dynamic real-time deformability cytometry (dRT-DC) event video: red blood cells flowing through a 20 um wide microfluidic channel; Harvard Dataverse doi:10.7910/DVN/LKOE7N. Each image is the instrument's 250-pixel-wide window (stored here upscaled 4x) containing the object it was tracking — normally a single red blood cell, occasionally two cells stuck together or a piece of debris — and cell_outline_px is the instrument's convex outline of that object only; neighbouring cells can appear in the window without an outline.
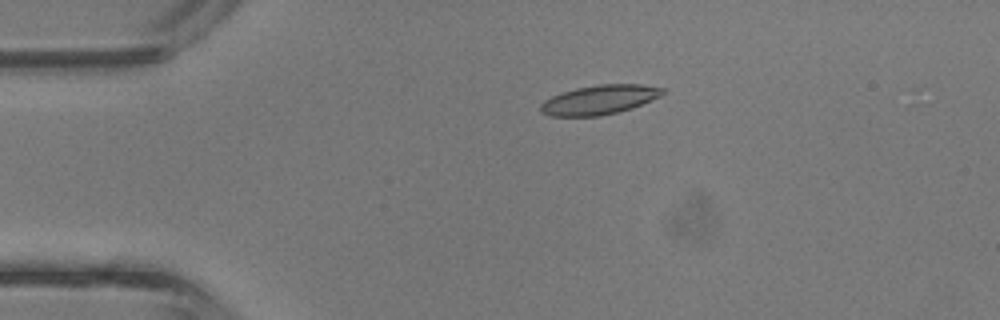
{"species": "common noctule bat (a hibernating species)", "species_latin": "Nyctalus noctula", "temperature_condition": "room temperature", "stored_images_in_passage": 4, "camera_frame_rate_fps": 3000, "um_per_image_px": 0.085, "animal": {"sex": "male", "body_mass_g": 13.3}, "frame": {"image": 1, "passage_image": 3, "time_ms": 0.667, "image_size_px": [1000, 320], "cell_outline_px": [[664, 92], [660, 96], [632, 108], [600, 116], [552, 116], [540, 112], [540, 104], [544, 100], [552, 96], [576, 88], [600, 84], [640, 84], [664, 88]], "centroid_in_image_um": [50.93, 8.48], "position_along_channel_um": 34.1, "area_um2": 20.69}}